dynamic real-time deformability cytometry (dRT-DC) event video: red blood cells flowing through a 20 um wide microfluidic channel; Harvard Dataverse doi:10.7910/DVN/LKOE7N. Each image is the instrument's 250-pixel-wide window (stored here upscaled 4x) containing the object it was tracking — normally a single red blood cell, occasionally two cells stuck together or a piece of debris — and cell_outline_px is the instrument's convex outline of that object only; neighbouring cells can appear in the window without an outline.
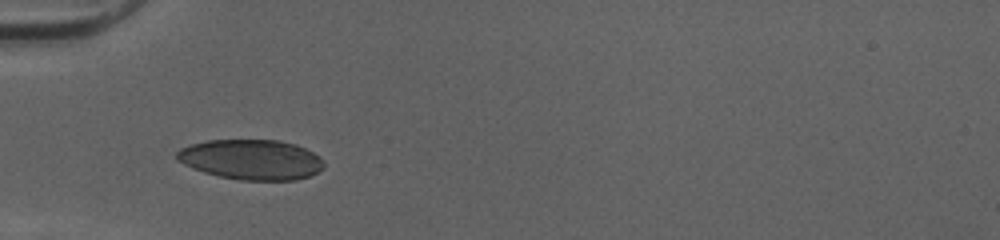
{"species": "human", "species_latin": "Homo sapiens", "temperature_condition": "cold", "stored_images_in_passage": 29, "camera_frame_rate_fps": 3000, "um_per_image_px": 0.085, "donor": {"sex": "female"}, "frame": {"image": 1, "passage_image": 1, "time_ms": 0.0, "image_size_px": [1000, 240], "cell_outline_px": [[324, 168], [308, 176], [296, 180], [240, 180], [220, 176], [204, 172], [192, 168], [176, 160], [176, 152], [180, 148], [192, 144], [208, 140], [280, 140], [296, 144], [312, 152], [324, 164]], "centroid_in_image_um": [21.32, 13.56], "position_along_channel_um": 63.7, "area_um2": 34.22}}
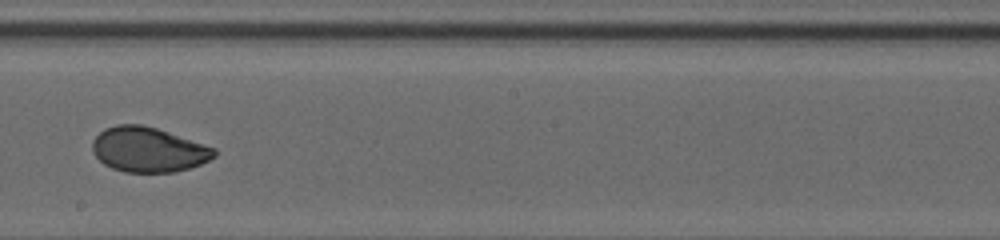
{"frame": {"image": 2, "passage_image": 14, "time_ms": 4.333, "image_size_px": [1000, 240], "cell_outline_px": [[216, 156], [200, 164], [188, 168], [172, 172], [124, 172], [112, 168], [104, 164], [92, 152], [92, 140], [104, 128], [116, 124], [140, 124], [156, 128], [216, 148]], "centroid_in_image_um": [12.58, 12.71], "position_along_channel_um": 235.6, "area_um2": 31.79}}
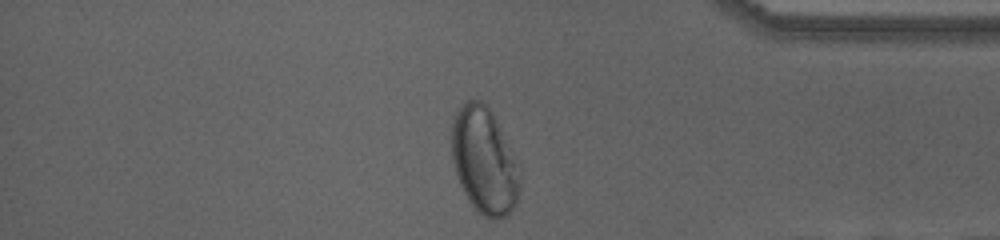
{"frame": {"image": 3, "passage_image": 27, "time_ms": 8.667, "image_size_px": [1000, 240], "cell_outline_px": [[520, 188], [516, 204], [508, 216], [496, 220], [492, 220], [484, 216], [468, 200], [460, 184], [452, 160], [452, 124], [456, 112], [468, 100], [480, 100], [492, 112], [520, 164]], "centroid_in_image_um": [41.2, 13.7], "position_along_channel_um": 394.0, "area_um2": 42.37}, "authors_computed_cell_mechanics": {"area_um2": 32.7726, "velocity_mm_per_s": 4.0571, "shape_relaxation_time_tau1_ms": 8.3172, "shape_relaxation_time_tau2_ms": null, "deformation_change_tau1": 0.2034, "deformation_change_tau2": null}}